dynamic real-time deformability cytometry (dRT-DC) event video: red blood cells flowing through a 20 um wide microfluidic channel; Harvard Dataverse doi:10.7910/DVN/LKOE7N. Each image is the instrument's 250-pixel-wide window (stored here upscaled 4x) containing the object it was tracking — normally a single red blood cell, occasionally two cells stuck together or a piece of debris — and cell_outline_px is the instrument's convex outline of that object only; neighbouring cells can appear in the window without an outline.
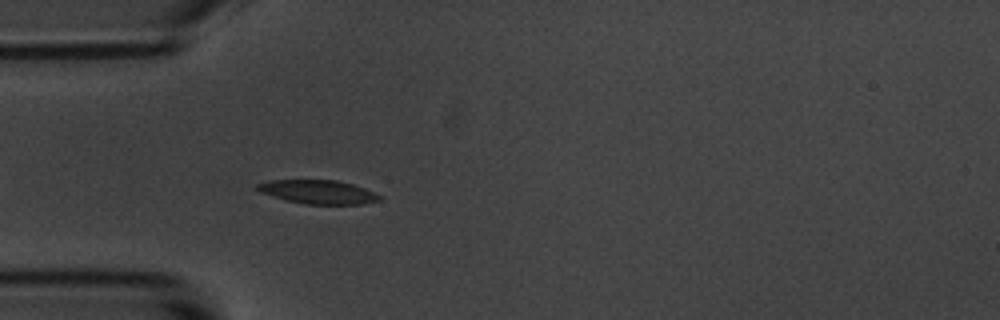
{"species": "common noctule bat (a hibernating species)", "species_latin": "Nyctalus noctula", "temperature_condition": "room temperature", "stored_images_in_passage": 10, "camera_frame_rate_fps": 3000, "um_per_image_px": 0.085, "animal": {"sex": "male", "body_mass_g": 20.1, "forearm_length_mm": 53.5}, "frame": {"image": 1, "passage_image": 5, "time_ms": 1.333, "image_size_px": [1000, 320], "cell_outline_px": [[380, 200], [364, 204], [304, 204], [284, 200], [260, 192], [256, 188], [256, 184], [272, 180], [336, 180], [352, 184], [364, 188], [380, 196]], "centroid_in_image_um": [27.0, 16.32], "position_along_channel_um": 58.0, "area_um2": 16.82}}